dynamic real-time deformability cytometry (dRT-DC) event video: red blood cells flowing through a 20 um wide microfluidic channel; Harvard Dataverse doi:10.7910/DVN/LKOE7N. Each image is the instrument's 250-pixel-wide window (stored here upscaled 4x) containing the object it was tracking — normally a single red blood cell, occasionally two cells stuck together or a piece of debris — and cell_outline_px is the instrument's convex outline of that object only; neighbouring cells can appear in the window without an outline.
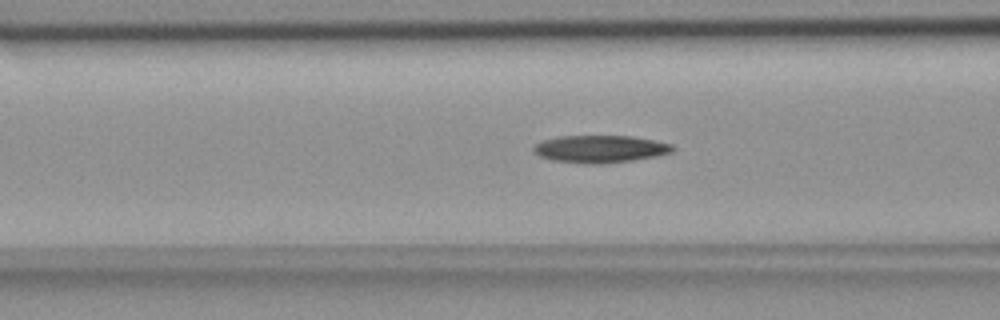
{"species": "common noctule bat (a hibernating species)", "species_latin": "Nyctalus noctula", "temperature_condition": "room temperature", "stored_images_in_passage": 44, "camera_frame_rate_fps": 3000, "um_per_image_px": 0.085, "animal": {"sex": "female", "body_mass_g": 18.4}, "frame": {"image": 1, "passage_image": 9, "time_ms": 2.667, "image_size_px": [1000, 320], "cell_outline_px": [[676, 148], [672, 152], [656, 156], [632, 160], [600, 164], [584, 164], [552, 160], [540, 156], [532, 152], [532, 148], [536, 144], [544, 140], [560, 136], [632, 136], [656, 140], [672, 144]], "centroid_in_image_um": [51.02, 12.66], "position_along_channel_um": 115.6, "area_um2": 22.31}}
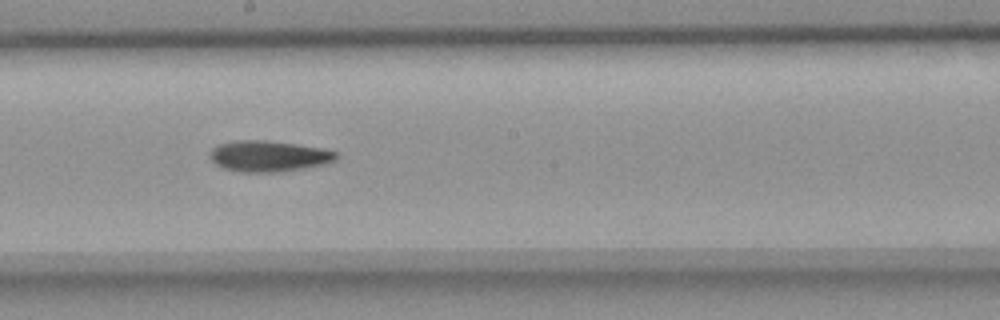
{"frame": {"image": 2, "passage_image": 18, "time_ms": 5.667, "image_size_px": [1000, 320], "cell_outline_px": [[336, 160], [324, 164], [304, 168], [280, 172], [240, 172], [224, 168], [216, 164], [208, 156], [208, 152], [216, 144], [236, 140], [264, 140], [320, 148], [336, 152]], "centroid_in_image_um": [22.76, 13.27], "position_along_channel_um": 225.4, "area_um2": 22.72}}
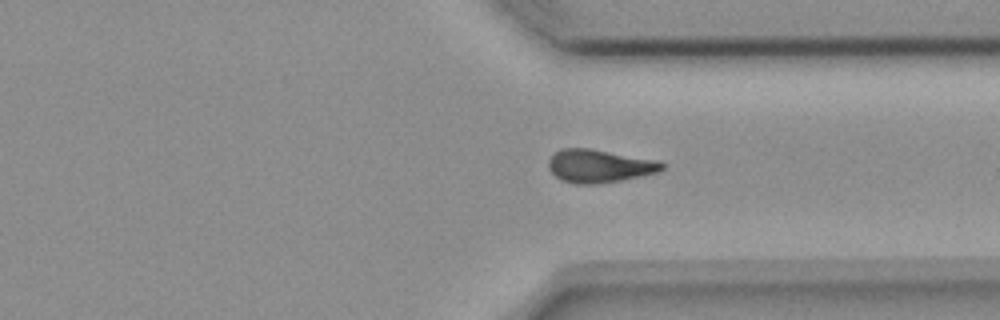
{"frame": {"image": 3, "passage_image": 29, "time_ms": 9.333, "image_size_px": [1000, 320], "cell_outline_px": [[668, 164], [660, 172], [600, 184], [572, 184], [560, 180], [548, 168], [548, 160], [560, 148], [588, 148], [660, 160]], "centroid_in_image_um": [50.98, 14.11], "position_along_channel_um": 360.4, "area_um2": 22.2}}